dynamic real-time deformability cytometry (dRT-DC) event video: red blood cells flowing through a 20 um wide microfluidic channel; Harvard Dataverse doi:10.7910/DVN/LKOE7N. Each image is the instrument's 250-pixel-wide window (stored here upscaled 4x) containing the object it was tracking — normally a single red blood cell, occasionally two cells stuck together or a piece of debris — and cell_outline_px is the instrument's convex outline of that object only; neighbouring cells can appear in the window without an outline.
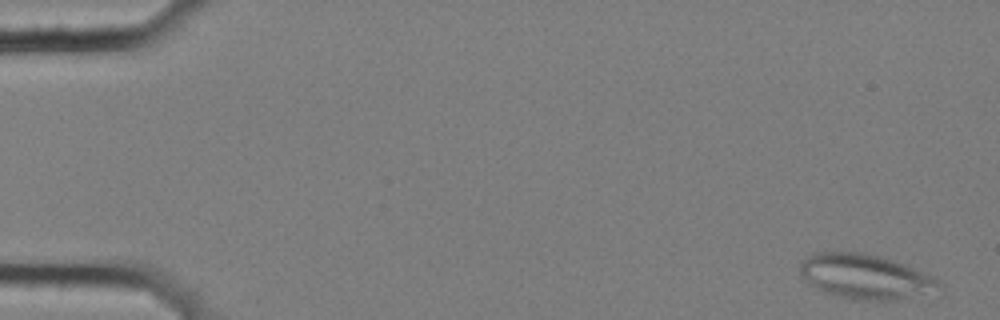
{"species": "common noctule bat (a hibernating species)", "species_latin": "Nyctalus noctula", "temperature_condition": "cold", "stored_images_in_passage": 8, "camera_frame_rate_fps": 3000, "um_per_image_px": 0.085, "animal": {"sex": "female", "body_mass_g": 25.1}, "frame": {"image": 1, "passage_image": 1, "time_ms": 0.0, "image_size_px": [1000, 320], "cell_outline_px": [[944, 288], [940, 296], [896, 300], [856, 300], [832, 296], [808, 284], [800, 276], [800, 260], [816, 252], [860, 252], [880, 256], [904, 264], [932, 276], [940, 280], [944, 284]], "centroid_in_image_um": [73.68, 23.57], "position_along_channel_um": 11.3, "area_um2": 37.69}}